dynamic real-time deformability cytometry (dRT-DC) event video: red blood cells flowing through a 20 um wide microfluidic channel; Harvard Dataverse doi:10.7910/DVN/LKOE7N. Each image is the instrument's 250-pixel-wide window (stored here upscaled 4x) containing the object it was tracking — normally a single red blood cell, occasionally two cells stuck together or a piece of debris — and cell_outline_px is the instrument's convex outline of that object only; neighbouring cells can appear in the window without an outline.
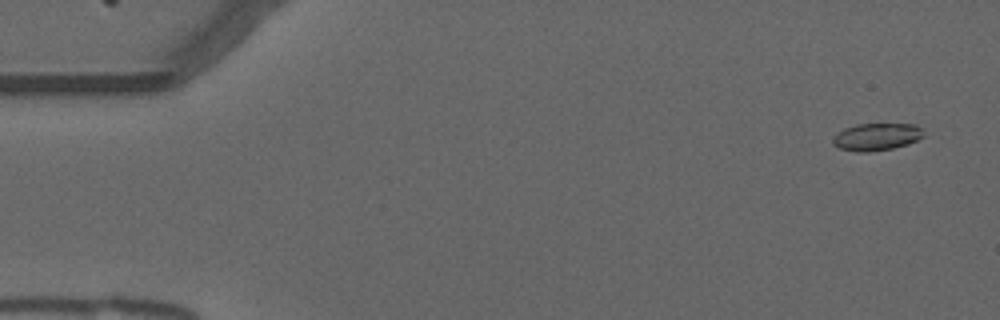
{"species": "common noctule bat (a hibernating species)", "species_latin": "Nyctalus noctula", "temperature_condition": "warm", "stored_images_in_passage": 16, "camera_frame_rate_fps": 3000, "um_per_image_px": 0.085, "animal": {"sex": "male", "forearm_length_mm": 52.5}, "frame": {"image": 1, "passage_image": 3, "time_ms": 0.667, "image_size_px": [1000, 320], "cell_outline_px": [[924, 136], [908, 144], [892, 148], [868, 152], [856, 152], [840, 148], [832, 144], [832, 136], [844, 128], [856, 124], [916, 124], [924, 128]], "centroid_in_image_um": [74.51, 11.62], "position_along_channel_um": 10.5, "area_um2": 14.62}}
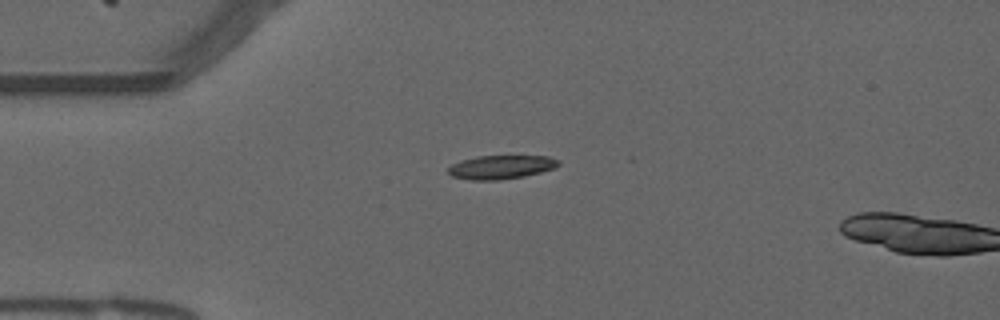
{"frame": {"image": 2, "passage_image": 14, "time_ms": 4.333, "image_size_px": [1000, 320], "cell_outline_px": [[560, 164], [556, 168], [524, 176], [496, 180], [472, 180], [452, 176], [448, 172], [448, 168], [452, 164], [460, 160], [476, 156], [548, 156], [560, 160]], "centroid_in_image_um": [42.6, 14.19], "position_along_channel_um": 42.4, "area_um2": 15.26}}